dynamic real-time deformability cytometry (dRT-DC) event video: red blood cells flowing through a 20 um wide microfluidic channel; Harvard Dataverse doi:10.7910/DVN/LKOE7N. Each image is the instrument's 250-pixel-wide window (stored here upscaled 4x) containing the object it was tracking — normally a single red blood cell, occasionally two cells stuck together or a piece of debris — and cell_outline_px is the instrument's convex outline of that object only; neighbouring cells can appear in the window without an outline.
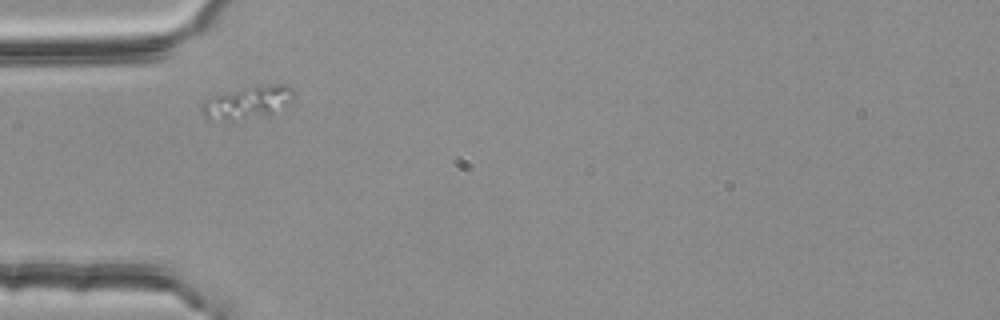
{"species": "common noctule bat (a hibernating species)", "species_latin": "Nyctalus noctula", "temperature_condition": "room temperature", "stored_images_in_passage": 42, "camera_frame_rate_fps": 3000, "um_per_image_px": 0.085, "animal": {"sex": "female", "body_mass_g": 25.1}, "frame": {"image": 1, "passage_image": 1, "time_ms": 0.0, "image_size_px": [1000, 320], "cell_outline_px": [[296, 96], [288, 108], [268, 116], [232, 120], [208, 120], [200, 112], [200, 104], [204, 100], [212, 96], [268, 84], [288, 84], [292, 88]], "centroid_in_image_um": [21.12, 8.74], "position_along_channel_um": 63.9, "area_um2": 17.98}}
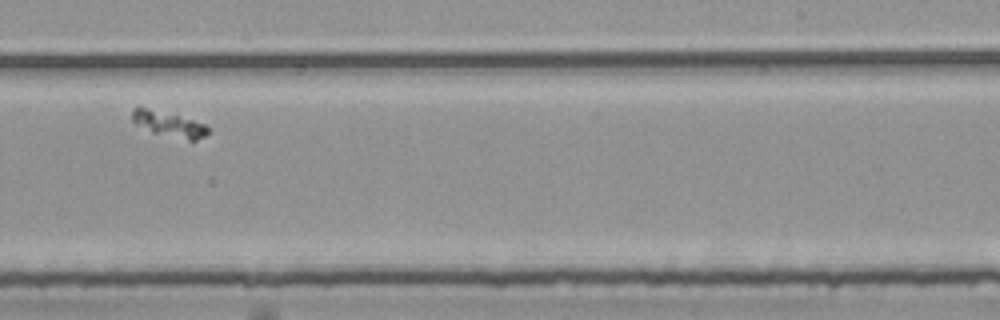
{"frame": {"image": 2, "passage_image": 19, "time_ms": 6.0, "image_size_px": [1000, 320], "cell_outline_px": [[208, 132], [204, 136], [196, 140], [188, 140], [152, 132], [136, 124], [132, 120], [132, 108], [144, 108], [192, 120], [204, 124], [208, 128]], "centroid_in_image_um": [14.34, 10.58], "position_along_channel_um": 274.7, "area_um2": 10.52}}
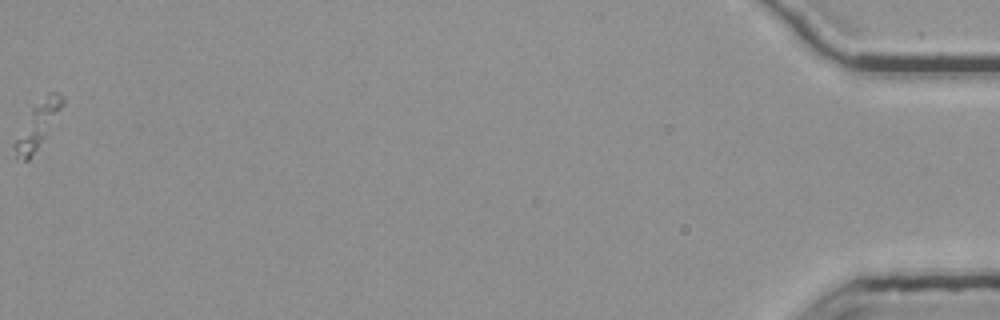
{"frame": {"image": 3, "passage_image": 42, "time_ms": 13.667, "image_size_px": [1000, 320], "cell_outline_px": [[64, 104], [32, 156], [28, 160], [24, 160], [16, 156], [12, 148], [12, 144], [32, 108], [48, 92], [60, 92], [64, 96]], "centroid_in_image_um": [3.18, 10.61], "position_along_channel_um": 432.0, "area_um2": 12.31}}